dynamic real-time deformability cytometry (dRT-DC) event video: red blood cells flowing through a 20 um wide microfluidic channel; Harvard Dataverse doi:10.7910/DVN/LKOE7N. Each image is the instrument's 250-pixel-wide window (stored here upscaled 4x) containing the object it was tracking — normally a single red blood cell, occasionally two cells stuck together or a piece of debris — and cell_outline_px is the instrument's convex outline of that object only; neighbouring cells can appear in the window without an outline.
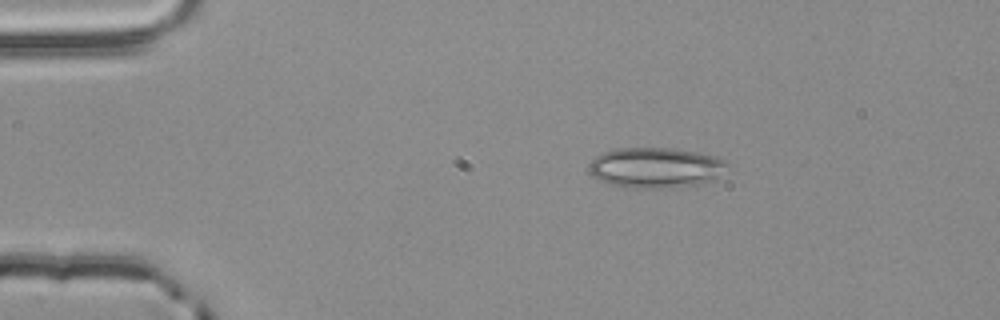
{"species": "common noctule bat (a hibernating species)", "species_latin": "Nyctalus noctula", "temperature_condition": "room temperature", "stored_images_in_passage": 46, "camera_frame_rate_fps": 3000, "um_per_image_px": 0.085, "animal": {"sex": "male", "body_mass_g": 20.4}, "frame": {"image": 1, "passage_image": 1, "time_ms": 0.0, "image_size_px": [1000, 320], "cell_outline_px": [[732, 164], [712, 180], [696, 184], [668, 188], [628, 188], [608, 184], [592, 176], [592, 160], [596, 156], [604, 152], [616, 148], [672, 148], [696, 152], [712, 156], [724, 160]], "centroid_in_image_um": [55.74, 14.25], "position_along_channel_um": 29.3, "area_um2": 32.31}}
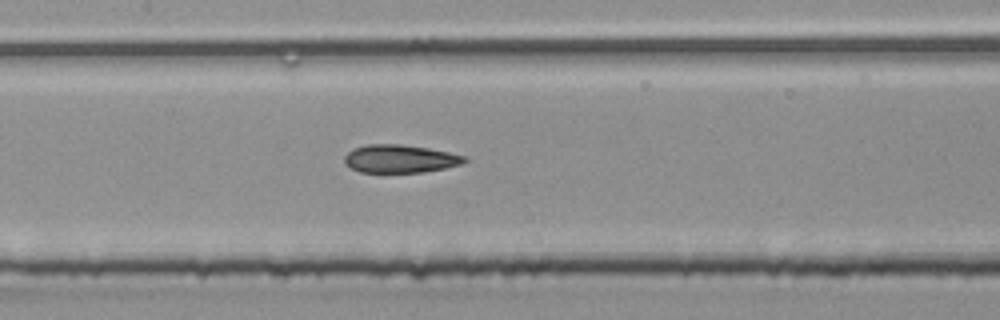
{"frame": {"image": 2, "passage_image": 17, "time_ms": 5.333, "image_size_px": [1000, 320], "cell_outline_px": [[468, 160], [460, 164], [444, 168], [424, 172], [360, 172], [344, 164], [344, 156], [352, 148], [368, 144], [400, 144], [428, 148], [468, 156]], "centroid_in_image_um": [33.99, 13.49], "position_along_channel_um": 173.4, "area_um2": 19.65}}
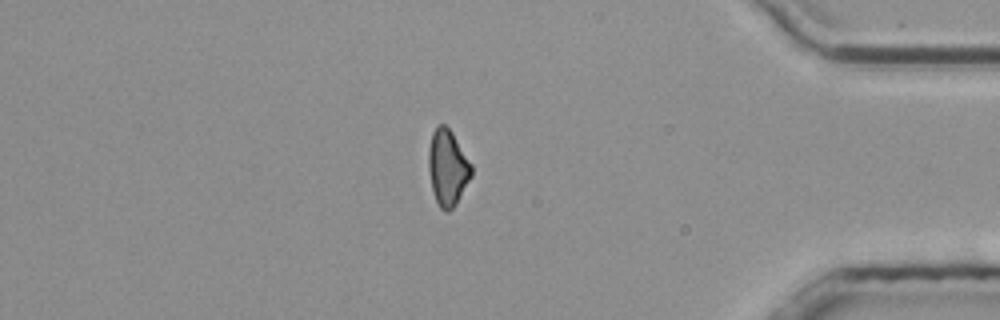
{"frame": {"image": 3, "passage_image": 37, "time_ms": 12.0, "image_size_px": [1000, 320], "cell_outline_px": [[472, 176], [456, 204], [448, 212], [444, 212], [440, 208], [436, 200], [432, 188], [428, 168], [428, 148], [432, 132], [436, 124], [444, 124], [452, 132], [472, 164]], "centroid_in_image_um": [38.04, 14.24], "position_along_channel_um": 397.2, "area_um2": 19.13}}